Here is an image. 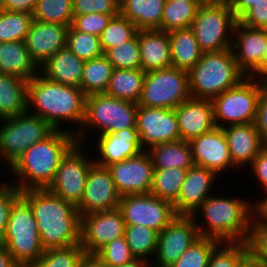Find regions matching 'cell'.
<instances>
[{
  "label": "cell",
  "instance_id": "1",
  "mask_svg": "<svg viewBox=\"0 0 267 267\" xmlns=\"http://www.w3.org/2000/svg\"><path fill=\"white\" fill-rule=\"evenodd\" d=\"M36 219L43 248H63L81 242V215L78 209L47 189L21 191Z\"/></svg>",
  "mask_w": 267,
  "mask_h": 267
},
{
  "label": "cell",
  "instance_id": "2",
  "mask_svg": "<svg viewBox=\"0 0 267 267\" xmlns=\"http://www.w3.org/2000/svg\"><path fill=\"white\" fill-rule=\"evenodd\" d=\"M68 129L54 130L43 141L30 146L9 168L17 176L20 191L47 189L54 180L62 158L77 143Z\"/></svg>",
  "mask_w": 267,
  "mask_h": 267
},
{
  "label": "cell",
  "instance_id": "3",
  "mask_svg": "<svg viewBox=\"0 0 267 267\" xmlns=\"http://www.w3.org/2000/svg\"><path fill=\"white\" fill-rule=\"evenodd\" d=\"M85 100L81 88L53 82L40 72L28 81V112L41 117L55 130L62 129L64 121L82 126Z\"/></svg>",
  "mask_w": 267,
  "mask_h": 267
},
{
  "label": "cell",
  "instance_id": "4",
  "mask_svg": "<svg viewBox=\"0 0 267 267\" xmlns=\"http://www.w3.org/2000/svg\"><path fill=\"white\" fill-rule=\"evenodd\" d=\"M237 199L211 195L201 204L191 215L200 237L213 238L221 243L248 241L253 220L257 216V204ZM199 210H202L208 229L200 226L199 219L195 217Z\"/></svg>",
  "mask_w": 267,
  "mask_h": 267
},
{
  "label": "cell",
  "instance_id": "5",
  "mask_svg": "<svg viewBox=\"0 0 267 267\" xmlns=\"http://www.w3.org/2000/svg\"><path fill=\"white\" fill-rule=\"evenodd\" d=\"M245 77L231 48L219 52H203L198 63L188 71L190 96L212 100L236 86Z\"/></svg>",
  "mask_w": 267,
  "mask_h": 267
},
{
  "label": "cell",
  "instance_id": "6",
  "mask_svg": "<svg viewBox=\"0 0 267 267\" xmlns=\"http://www.w3.org/2000/svg\"><path fill=\"white\" fill-rule=\"evenodd\" d=\"M3 244L19 267H31L44 253L30 205L20 196L13 204Z\"/></svg>",
  "mask_w": 267,
  "mask_h": 267
},
{
  "label": "cell",
  "instance_id": "7",
  "mask_svg": "<svg viewBox=\"0 0 267 267\" xmlns=\"http://www.w3.org/2000/svg\"><path fill=\"white\" fill-rule=\"evenodd\" d=\"M138 103L107 96L105 93L86 96L85 116L81 127L76 131V141L82 144L85 128L98 129V134L136 128ZM83 128V129H82ZM82 141V142H81Z\"/></svg>",
  "mask_w": 267,
  "mask_h": 267
},
{
  "label": "cell",
  "instance_id": "8",
  "mask_svg": "<svg viewBox=\"0 0 267 267\" xmlns=\"http://www.w3.org/2000/svg\"><path fill=\"white\" fill-rule=\"evenodd\" d=\"M256 78L254 81V77L246 76L236 86L211 100L215 127L255 123L260 92L265 83L259 79L256 81Z\"/></svg>",
  "mask_w": 267,
  "mask_h": 267
},
{
  "label": "cell",
  "instance_id": "9",
  "mask_svg": "<svg viewBox=\"0 0 267 267\" xmlns=\"http://www.w3.org/2000/svg\"><path fill=\"white\" fill-rule=\"evenodd\" d=\"M236 22L228 3H203L197 9L191 29L203 52H219L231 48Z\"/></svg>",
  "mask_w": 267,
  "mask_h": 267
},
{
  "label": "cell",
  "instance_id": "10",
  "mask_svg": "<svg viewBox=\"0 0 267 267\" xmlns=\"http://www.w3.org/2000/svg\"><path fill=\"white\" fill-rule=\"evenodd\" d=\"M2 122V123H1ZM0 159L11 167L32 145L43 141L55 129L29 112L0 120Z\"/></svg>",
  "mask_w": 267,
  "mask_h": 267
},
{
  "label": "cell",
  "instance_id": "11",
  "mask_svg": "<svg viewBox=\"0 0 267 267\" xmlns=\"http://www.w3.org/2000/svg\"><path fill=\"white\" fill-rule=\"evenodd\" d=\"M190 97L188 71L171 66L146 73L138 105L175 109Z\"/></svg>",
  "mask_w": 267,
  "mask_h": 267
},
{
  "label": "cell",
  "instance_id": "12",
  "mask_svg": "<svg viewBox=\"0 0 267 267\" xmlns=\"http://www.w3.org/2000/svg\"><path fill=\"white\" fill-rule=\"evenodd\" d=\"M82 145L76 143L62 158L47 190L76 208L81 204L86 179L94 160H87ZM82 150V151H81Z\"/></svg>",
  "mask_w": 267,
  "mask_h": 267
},
{
  "label": "cell",
  "instance_id": "13",
  "mask_svg": "<svg viewBox=\"0 0 267 267\" xmlns=\"http://www.w3.org/2000/svg\"><path fill=\"white\" fill-rule=\"evenodd\" d=\"M118 209L126 225H141L158 234L177 216L174 206L151 193L121 196Z\"/></svg>",
  "mask_w": 267,
  "mask_h": 267
},
{
  "label": "cell",
  "instance_id": "14",
  "mask_svg": "<svg viewBox=\"0 0 267 267\" xmlns=\"http://www.w3.org/2000/svg\"><path fill=\"white\" fill-rule=\"evenodd\" d=\"M136 129L140 149L146 152L158 144L181 139L175 109L138 105Z\"/></svg>",
  "mask_w": 267,
  "mask_h": 267
},
{
  "label": "cell",
  "instance_id": "15",
  "mask_svg": "<svg viewBox=\"0 0 267 267\" xmlns=\"http://www.w3.org/2000/svg\"><path fill=\"white\" fill-rule=\"evenodd\" d=\"M200 238L192 216L177 215L159 234L153 263L159 267H170Z\"/></svg>",
  "mask_w": 267,
  "mask_h": 267
},
{
  "label": "cell",
  "instance_id": "16",
  "mask_svg": "<svg viewBox=\"0 0 267 267\" xmlns=\"http://www.w3.org/2000/svg\"><path fill=\"white\" fill-rule=\"evenodd\" d=\"M126 223L117 208L81 216V246L85 253L96 254L114 239L124 237Z\"/></svg>",
  "mask_w": 267,
  "mask_h": 267
},
{
  "label": "cell",
  "instance_id": "17",
  "mask_svg": "<svg viewBox=\"0 0 267 267\" xmlns=\"http://www.w3.org/2000/svg\"><path fill=\"white\" fill-rule=\"evenodd\" d=\"M108 168L120 196L150 193L154 165L148 152L142 151Z\"/></svg>",
  "mask_w": 267,
  "mask_h": 267
},
{
  "label": "cell",
  "instance_id": "18",
  "mask_svg": "<svg viewBox=\"0 0 267 267\" xmlns=\"http://www.w3.org/2000/svg\"><path fill=\"white\" fill-rule=\"evenodd\" d=\"M120 199L109 168L94 162L86 179L81 204L77 207L80 215L117 209Z\"/></svg>",
  "mask_w": 267,
  "mask_h": 267
},
{
  "label": "cell",
  "instance_id": "19",
  "mask_svg": "<svg viewBox=\"0 0 267 267\" xmlns=\"http://www.w3.org/2000/svg\"><path fill=\"white\" fill-rule=\"evenodd\" d=\"M189 143L195 165L203 166L217 175L233 166L235 168L222 128L214 127L211 131L193 138Z\"/></svg>",
  "mask_w": 267,
  "mask_h": 267
},
{
  "label": "cell",
  "instance_id": "20",
  "mask_svg": "<svg viewBox=\"0 0 267 267\" xmlns=\"http://www.w3.org/2000/svg\"><path fill=\"white\" fill-rule=\"evenodd\" d=\"M232 35H235V41H232L231 49L237 65L246 76H250L262 64L267 29L251 28L237 21Z\"/></svg>",
  "mask_w": 267,
  "mask_h": 267
},
{
  "label": "cell",
  "instance_id": "21",
  "mask_svg": "<svg viewBox=\"0 0 267 267\" xmlns=\"http://www.w3.org/2000/svg\"><path fill=\"white\" fill-rule=\"evenodd\" d=\"M69 27L33 19L25 44L31 60L40 68L52 55L67 46Z\"/></svg>",
  "mask_w": 267,
  "mask_h": 267
},
{
  "label": "cell",
  "instance_id": "22",
  "mask_svg": "<svg viewBox=\"0 0 267 267\" xmlns=\"http://www.w3.org/2000/svg\"><path fill=\"white\" fill-rule=\"evenodd\" d=\"M217 174L203 166L188 169L179 197L173 204L177 215L191 216L211 196L210 192Z\"/></svg>",
  "mask_w": 267,
  "mask_h": 267
},
{
  "label": "cell",
  "instance_id": "23",
  "mask_svg": "<svg viewBox=\"0 0 267 267\" xmlns=\"http://www.w3.org/2000/svg\"><path fill=\"white\" fill-rule=\"evenodd\" d=\"M181 140L190 142L214 127L213 105L209 99L188 98L175 108Z\"/></svg>",
  "mask_w": 267,
  "mask_h": 267
},
{
  "label": "cell",
  "instance_id": "24",
  "mask_svg": "<svg viewBox=\"0 0 267 267\" xmlns=\"http://www.w3.org/2000/svg\"><path fill=\"white\" fill-rule=\"evenodd\" d=\"M98 137L96 148L101 157L94 162L100 166L108 167L142 152L136 128L111 131Z\"/></svg>",
  "mask_w": 267,
  "mask_h": 267
},
{
  "label": "cell",
  "instance_id": "25",
  "mask_svg": "<svg viewBox=\"0 0 267 267\" xmlns=\"http://www.w3.org/2000/svg\"><path fill=\"white\" fill-rule=\"evenodd\" d=\"M222 129L235 167L240 168V166L247 164L250 166L253 159L266 146L255 123L229 125Z\"/></svg>",
  "mask_w": 267,
  "mask_h": 267
},
{
  "label": "cell",
  "instance_id": "26",
  "mask_svg": "<svg viewBox=\"0 0 267 267\" xmlns=\"http://www.w3.org/2000/svg\"><path fill=\"white\" fill-rule=\"evenodd\" d=\"M141 69L147 73L172 66L170 40L168 32L153 30H138Z\"/></svg>",
  "mask_w": 267,
  "mask_h": 267
},
{
  "label": "cell",
  "instance_id": "27",
  "mask_svg": "<svg viewBox=\"0 0 267 267\" xmlns=\"http://www.w3.org/2000/svg\"><path fill=\"white\" fill-rule=\"evenodd\" d=\"M84 64L85 61L66 46L52 55L39 72L53 82L80 88Z\"/></svg>",
  "mask_w": 267,
  "mask_h": 267
},
{
  "label": "cell",
  "instance_id": "28",
  "mask_svg": "<svg viewBox=\"0 0 267 267\" xmlns=\"http://www.w3.org/2000/svg\"><path fill=\"white\" fill-rule=\"evenodd\" d=\"M28 112V81L0 72V120Z\"/></svg>",
  "mask_w": 267,
  "mask_h": 267
},
{
  "label": "cell",
  "instance_id": "29",
  "mask_svg": "<svg viewBox=\"0 0 267 267\" xmlns=\"http://www.w3.org/2000/svg\"><path fill=\"white\" fill-rule=\"evenodd\" d=\"M0 72L30 81L39 72L25 41L0 42Z\"/></svg>",
  "mask_w": 267,
  "mask_h": 267
},
{
  "label": "cell",
  "instance_id": "30",
  "mask_svg": "<svg viewBox=\"0 0 267 267\" xmlns=\"http://www.w3.org/2000/svg\"><path fill=\"white\" fill-rule=\"evenodd\" d=\"M165 0H120V15L133 22L137 30H161Z\"/></svg>",
  "mask_w": 267,
  "mask_h": 267
},
{
  "label": "cell",
  "instance_id": "31",
  "mask_svg": "<svg viewBox=\"0 0 267 267\" xmlns=\"http://www.w3.org/2000/svg\"><path fill=\"white\" fill-rule=\"evenodd\" d=\"M172 67L189 71L200 58L203 51L191 28L176 29L168 32Z\"/></svg>",
  "mask_w": 267,
  "mask_h": 267
},
{
  "label": "cell",
  "instance_id": "32",
  "mask_svg": "<svg viewBox=\"0 0 267 267\" xmlns=\"http://www.w3.org/2000/svg\"><path fill=\"white\" fill-rule=\"evenodd\" d=\"M147 152L150 154L154 169L174 167L189 169L194 165L191 145L181 139L158 144Z\"/></svg>",
  "mask_w": 267,
  "mask_h": 267
},
{
  "label": "cell",
  "instance_id": "33",
  "mask_svg": "<svg viewBox=\"0 0 267 267\" xmlns=\"http://www.w3.org/2000/svg\"><path fill=\"white\" fill-rule=\"evenodd\" d=\"M146 73L140 69H114L107 96L138 103L143 90Z\"/></svg>",
  "mask_w": 267,
  "mask_h": 267
},
{
  "label": "cell",
  "instance_id": "34",
  "mask_svg": "<svg viewBox=\"0 0 267 267\" xmlns=\"http://www.w3.org/2000/svg\"><path fill=\"white\" fill-rule=\"evenodd\" d=\"M114 67L103 55L85 61L80 88L86 96L105 93Z\"/></svg>",
  "mask_w": 267,
  "mask_h": 267
},
{
  "label": "cell",
  "instance_id": "35",
  "mask_svg": "<svg viewBox=\"0 0 267 267\" xmlns=\"http://www.w3.org/2000/svg\"><path fill=\"white\" fill-rule=\"evenodd\" d=\"M187 171L188 169L178 167L154 169L150 193L174 204L179 197Z\"/></svg>",
  "mask_w": 267,
  "mask_h": 267
},
{
  "label": "cell",
  "instance_id": "36",
  "mask_svg": "<svg viewBox=\"0 0 267 267\" xmlns=\"http://www.w3.org/2000/svg\"><path fill=\"white\" fill-rule=\"evenodd\" d=\"M203 2L165 0L161 18V30L170 32L176 29L191 28L197 9Z\"/></svg>",
  "mask_w": 267,
  "mask_h": 267
},
{
  "label": "cell",
  "instance_id": "37",
  "mask_svg": "<svg viewBox=\"0 0 267 267\" xmlns=\"http://www.w3.org/2000/svg\"><path fill=\"white\" fill-rule=\"evenodd\" d=\"M124 236L135 258L149 261L148 257L155 255L158 238L155 230L141 225H126Z\"/></svg>",
  "mask_w": 267,
  "mask_h": 267
},
{
  "label": "cell",
  "instance_id": "38",
  "mask_svg": "<svg viewBox=\"0 0 267 267\" xmlns=\"http://www.w3.org/2000/svg\"><path fill=\"white\" fill-rule=\"evenodd\" d=\"M33 19L69 27L74 19L72 0H39Z\"/></svg>",
  "mask_w": 267,
  "mask_h": 267
},
{
  "label": "cell",
  "instance_id": "39",
  "mask_svg": "<svg viewBox=\"0 0 267 267\" xmlns=\"http://www.w3.org/2000/svg\"><path fill=\"white\" fill-rule=\"evenodd\" d=\"M33 14L0 10V42L25 41Z\"/></svg>",
  "mask_w": 267,
  "mask_h": 267
},
{
  "label": "cell",
  "instance_id": "40",
  "mask_svg": "<svg viewBox=\"0 0 267 267\" xmlns=\"http://www.w3.org/2000/svg\"><path fill=\"white\" fill-rule=\"evenodd\" d=\"M137 31L135 24L122 15L112 17L99 36L102 51L105 53L108 49L131 40Z\"/></svg>",
  "mask_w": 267,
  "mask_h": 267
},
{
  "label": "cell",
  "instance_id": "41",
  "mask_svg": "<svg viewBox=\"0 0 267 267\" xmlns=\"http://www.w3.org/2000/svg\"><path fill=\"white\" fill-rule=\"evenodd\" d=\"M67 47L83 61H89L104 55L100 37L76 30L72 25L67 32Z\"/></svg>",
  "mask_w": 267,
  "mask_h": 267
},
{
  "label": "cell",
  "instance_id": "42",
  "mask_svg": "<svg viewBox=\"0 0 267 267\" xmlns=\"http://www.w3.org/2000/svg\"><path fill=\"white\" fill-rule=\"evenodd\" d=\"M104 56L114 69H140V47L137 34L129 41L108 49Z\"/></svg>",
  "mask_w": 267,
  "mask_h": 267
},
{
  "label": "cell",
  "instance_id": "43",
  "mask_svg": "<svg viewBox=\"0 0 267 267\" xmlns=\"http://www.w3.org/2000/svg\"><path fill=\"white\" fill-rule=\"evenodd\" d=\"M84 253L81 244L46 249L31 267H77Z\"/></svg>",
  "mask_w": 267,
  "mask_h": 267
},
{
  "label": "cell",
  "instance_id": "44",
  "mask_svg": "<svg viewBox=\"0 0 267 267\" xmlns=\"http://www.w3.org/2000/svg\"><path fill=\"white\" fill-rule=\"evenodd\" d=\"M220 243L213 238L200 237L170 267H208L211 253Z\"/></svg>",
  "mask_w": 267,
  "mask_h": 267
},
{
  "label": "cell",
  "instance_id": "45",
  "mask_svg": "<svg viewBox=\"0 0 267 267\" xmlns=\"http://www.w3.org/2000/svg\"><path fill=\"white\" fill-rule=\"evenodd\" d=\"M248 252V242L220 243V245L212 251L208 267H237L241 259Z\"/></svg>",
  "mask_w": 267,
  "mask_h": 267
},
{
  "label": "cell",
  "instance_id": "46",
  "mask_svg": "<svg viewBox=\"0 0 267 267\" xmlns=\"http://www.w3.org/2000/svg\"><path fill=\"white\" fill-rule=\"evenodd\" d=\"M109 267H117L135 259L125 236L114 239L96 253Z\"/></svg>",
  "mask_w": 267,
  "mask_h": 267
},
{
  "label": "cell",
  "instance_id": "47",
  "mask_svg": "<svg viewBox=\"0 0 267 267\" xmlns=\"http://www.w3.org/2000/svg\"><path fill=\"white\" fill-rule=\"evenodd\" d=\"M120 0H72L73 15L103 13L115 17L120 14Z\"/></svg>",
  "mask_w": 267,
  "mask_h": 267
},
{
  "label": "cell",
  "instance_id": "48",
  "mask_svg": "<svg viewBox=\"0 0 267 267\" xmlns=\"http://www.w3.org/2000/svg\"><path fill=\"white\" fill-rule=\"evenodd\" d=\"M249 251L267 266V224L255 217L248 239Z\"/></svg>",
  "mask_w": 267,
  "mask_h": 267
},
{
  "label": "cell",
  "instance_id": "49",
  "mask_svg": "<svg viewBox=\"0 0 267 267\" xmlns=\"http://www.w3.org/2000/svg\"><path fill=\"white\" fill-rule=\"evenodd\" d=\"M11 184V182L0 184V242L7 229L11 208L21 196V191L14 184Z\"/></svg>",
  "mask_w": 267,
  "mask_h": 267
},
{
  "label": "cell",
  "instance_id": "50",
  "mask_svg": "<svg viewBox=\"0 0 267 267\" xmlns=\"http://www.w3.org/2000/svg\"><path fill=\"white\" fill-rule=\"evenodd\" d=\"M111 18V15L103 13L74 15L72 26L80 32L100 36Z\"/></svg>",
  "mask_w": 267,
  "mask_h": 267
},
{
  "label": "cell",
  "instance_id": "51",
  "mask_svg": "<svg viewBox=\"0 0 267 267\" xmlns=\"http://www.w3.org/2000/svg\"><path fill=\"white\" fill-rule=\"evenodd\" d=\"M238 21L251 28L267 29V0H257Z\"/></svg>",
  "mask_w": 267,
  "mask_h": 267
},
{
  "label": "cell",
  "instance_id": "52",
  "mask_svg": "<svg viewBox=\"0 0 267 267\" xmlns=\"http://www.w3.org/2000/svg\"><path fill=\"white\" fill-rule=\"evenodd\" d=\"M255 124L262 140L267 145V82L261 88Z\"/></svg>",
  "mask_w": 267,
  "mask_h": 267
},
{
  "label": "cell",
  "instance_id": "53",
  "mask_svg": "<svg viewBox=\"0 0 267 267\" xmlns=\"http://www.w3.org/2000/svg\"><path fill=\"white\" fill-rule=\"evenodd\" d=\"M253 176H255L259 183L262 184V188L267 194V145L264 149L253 159L250 164Z\"/></svg>",
  "mask_w": 267,
  "mask_h": 267
},
{
  "label": "cell",
  "instance_id": "54",
  "mask_svg": "<svg viewBox=\"0 0 267 267\" xmlns=\"http://www.w3.org/2000/svg\"><path fill=\"white\" fill-rule=\"evenodd\" d=\"M39 0H0V10L33 14Z\"/></svg>",
  "mask_w": 267,
  "mask_h": 267
},
{
  "label": "cell",
  "instance_id": "55",
  "mask_svg": "<svg viewBox=\"0 0 267 267\" xmlns=\"http://www.w3.org/2000/svg\"><path fill=\"white\" fill-rule=\"evenodd\" d=\"M222 1L231 6L233 15L238 21L257 0H221V2Z\"/></svg>",
  "mask_w": 267,
  "mask_h": 267
},
{
  "label": "cell",
  "instance_id": "56",
  "mask_svg": "<svg viewBox=\"0 0 267 267\" xmlns=\"http://www.w3.org/2000/svg\"><path fill=\"white\" fill-rule=\"evenodd\" d=\"M77 267H109L97 254L84 253Z\"/></svg>",
  "mask_w": 267,
  "mask_h": 267
},
{
  "label": "cell",
  "instance_id": "57",
  "mask_svg": "<svg viewBox=\"0 0 267 267\" xmlns=\"http://www.w3.org/2000/svg\"><path fill=\"white\" fill-rule=\"evenodd\" d=\"M237 267H267L259 261L250 251L241 259Z\"/></svg>",
  "mask_w": 267,
  "mask_h": 267
},
{
  "label": "cell",
  "instance_id": "58",
  "mask_svg": "<svg viewBox=\"0 0 267 267\" xmlns=\"http://www.w3.org/2000/svg\"><path fill=\"white\" fill-rule=\"evenodd\" d=\"M0 267H19L6 247L0 243Z\"/></svg>",
  "mask_w": 267,
  "mask_h": 267
},
{
  "label": "cell",
  "instance_id": "59",
  "mask_svg": "<svg viewBox=\"0 0 267 267\" xmlns=\"http://www.w3.org/2000/svg\"><path fill=\"white\" fill-rule=\"evenodd\" d=\"M250 76L254 78L255 76H257L259 77V80L267 82V44H266L262 64Z\"/></svg>",
  "mask_w": 267,
  "mask_h": 267
},
{
  "label": "cell",
  "instance_id": "60",
  "mask_svg": "<svg viewBox=\"0 0 267 267\" xmlns=\"http://www.w3.org/2000/svg\"><path fill=\"white\" fill-rule=\"evenodd\" d=\"M265 199L256 201L257 204V216L267 224V195L263 197ZM259 202V203H257Z\"/></svg>",
  "mask_w": 267,
  "mask_h": 267
},
{
  "label": "cell",
  "instance_id": "61",
  "mask_svg": "<svg viewBox=\"0 0 267 267\" xmlns=\"http://www.w3.org/2000/svg\"><path fill=\"white\" fill-rule=\"evenodd\" d=\"M149 265V261L141 258H135L130 262L124 263L117 267H147Z\"/></svg>",
  "mask_w": 267,
  "mask_h": 267
},
{
  "label": "cell",
  "instance_id": "62",
  "mask_svg": "<svg viewBox=\"0 0 267 267\" xmlns=\"http://www.w3.org/2000/svg\"><path fill=\"white\" fill-rule=\"evenodd\" d=\"M203 3H219L221 0H201Z\"/></svg>",
  "mask_w": 267,
  "mask_h": 267
},
{
  "label": "cell",
  "instance_id": "63",
  "mask_svg": "<svg viewBox=\"0 0 267 267\" xmlns=\"http://www.w3.org/2000/svg\"><path fill=\"white\" fill-rule=\"evenodd\" d=\"M170 1H185V2H202L201 0H170Z\"/></svg>",
  "mask_w": 267,
  "mask_h": 267
},
{
  "label": "cell",
  "instance_id": "64",
  "mask_svg": "<svg viewBox=\"0 0 267 267\" xmlns=\"http://www.w3.org/2000/svg\"><path fill=\"white\" fill-rule=\"evenodd\" d=\"M147 267H159V266H153V264L151 265V264H149Z\"/></svg>",
  "mask_w": 267,
  "mask_h": 267
}]
</instances>
